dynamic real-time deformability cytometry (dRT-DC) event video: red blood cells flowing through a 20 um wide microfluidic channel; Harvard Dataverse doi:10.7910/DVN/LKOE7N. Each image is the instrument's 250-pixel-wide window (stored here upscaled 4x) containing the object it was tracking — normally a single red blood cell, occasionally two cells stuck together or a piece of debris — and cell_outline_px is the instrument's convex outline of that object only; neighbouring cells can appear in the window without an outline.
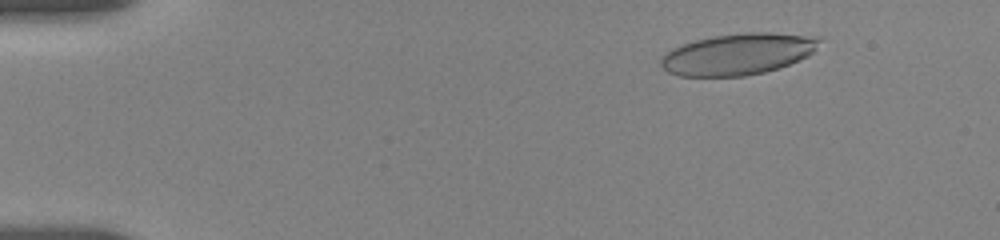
{"species": "human", "species_latin": "Homo sapiens", "temperature_condition": "room temperature", "stored_images_in_passage": 50, "camera_frame_rate_fps": 3000, "um_per_image_px": 0.085, "donor": {"sex": "female"}, "frame": {"image": 1, "passage_image": 3, "time_ms": 1.667, "image_size_px": [1000, 240], "cell_outline_px": [[820, 40], [816, 48], [808, 56], [800, 60], [764, 72], [744, 76], [680, 76], [668, 72], [660, 64], [660, 56], [672, 48], [696, 40], [712, 36], [740, 32], [772, 32], [820, 36]], "centroid_in_image_um": [62.73, 4.58], "position_along_channel_um": 22.3, "area_um2": 38.38}}
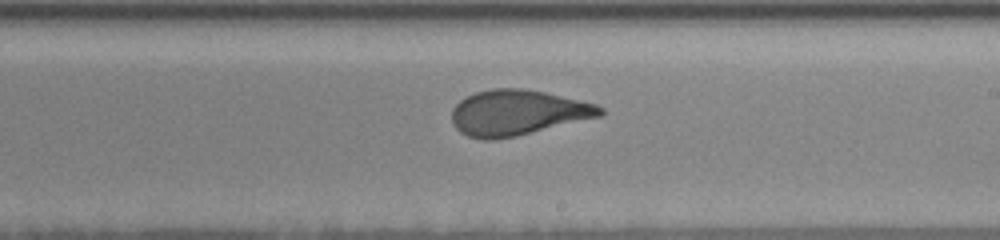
{"frame": {"image": 2, "passage_image": 28, "time_ms": 10.333, "image_size_px": [1000, 240], "cell_outline_px": [[604, 112], [600, 116], [516, 136], [496, 140], [484, 140], [468, 136], [460, 132], [452, 124], [452, 108], [460, 100], [476, 92], [492, 88], [520, 88], [544, 92], [596, 104], [604, 108]], "centroid_in_image_um": [43.95, 9.58], "position_along_channel_um": 245.0, "area_um2": 39.07}}
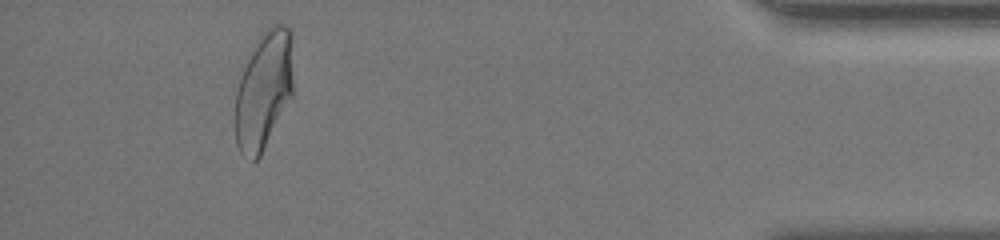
{"frame": {"image": 3, "passage_image": 47, "time_ms": 16.333, "image_size_px": [1000, 240], "cell_outline_px": [[292, 96], [260, 156], [256, 160], [252, 160], [244, 156], [240, 152], [236, 144], [236, 92], [244, 68], [256, 40], [260, 32], [276, 24], [284, 24], [292, 28]], "centroid_in_image_um": [22.44, 7.63], "position_along_channel_um": 412.8, "area_um2": 39.71}, "authors_computed_cell_mechanics": {"area_um2": 39.4774, "velocity_mm_per_s": 3.6573, "shape_relaxation_time_tau1_ms": 4.6129, "shape_relaxation_time_tau2_ms": 0.979, "deformation_change_tau1": 0.1919, "deformation_change_tau2": 0.074}}